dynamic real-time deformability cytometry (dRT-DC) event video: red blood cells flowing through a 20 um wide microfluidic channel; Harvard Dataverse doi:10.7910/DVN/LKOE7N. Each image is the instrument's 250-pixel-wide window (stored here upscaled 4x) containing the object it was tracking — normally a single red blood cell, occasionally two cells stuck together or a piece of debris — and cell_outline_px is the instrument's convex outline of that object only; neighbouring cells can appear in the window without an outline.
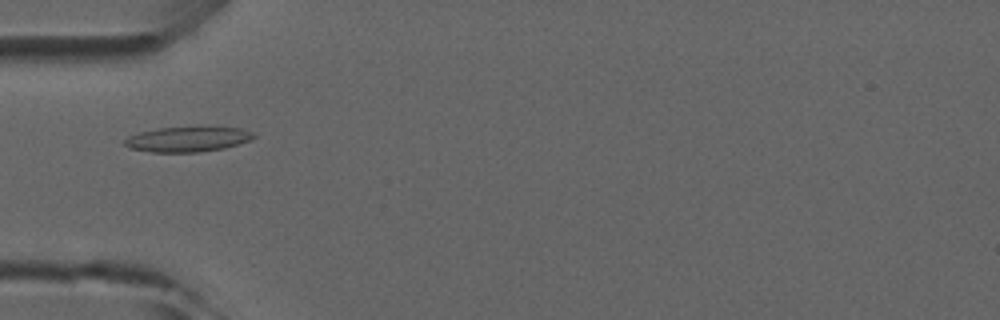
{"species": "common noctule bat (a hibernating species)", "species_latin": "Nyctalus noctula", "temperature_condition": "room temperature", "stored_images_in_passage": 29, "camera_frame_rate_fps": 3000, "um_per_image_px": 0.085, "animal": {"sex": "male", "forearm_length_mm": 52.5}, "frame": {"image": 1, "passage_image": 1, "time_ms": 0.0, "image_size_px": [1000, 320], "cell_outline_px": [[256, 136], [252, 140], [224, 148], [200, 152], [152, 152], [132, 148], [124, 144], [124, 140], [128, 136], [140, 132], [160, 128], [196, 124], [240, 128], [252, 132]], "centroid_in_image_um": [16.02, 11.78], "position_along_channel_um": 69.0, "area_um2": 19.59}}
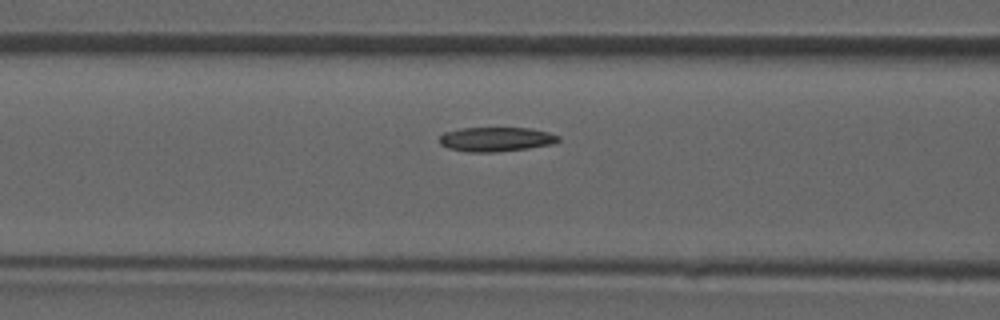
{"frame": {"image": 2, "passage_image": 5, "time_ms": 1.333, "image_size_px": [1000, 320], "cell_outline_px": [[560, 140], [552, 144], [528, 148], [492, 152], [468, 152], [448, 148], [440, 144], [440, 136], [444, 132], [460, 128], [528, 128], [548, 132], [560, 136]], "centroid_in_image_um": [42.15, 11.83], "position_along_channel_um": 124.5, "area_um2": 16.82}}